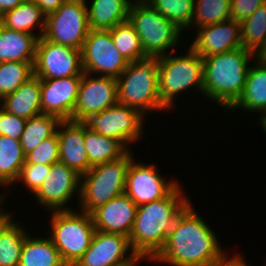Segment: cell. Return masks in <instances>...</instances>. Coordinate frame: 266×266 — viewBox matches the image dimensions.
I'll list each match as a JSON object with an SVG mask.
<instances>
[{
	"label": "cell",
	"instance_id": "cell-1",
	"mask_svg": "<svg viewBox=\"0 0 266 266\" xmlns=\"http://www.w3.org/2000/svg\"><path fill=\"white\" fill-rule=\"evenodd\" d=\"M190 201L176 217L166 243L151 262L171 266H210L226 252Z\"/></svg>",
	"mask_w": 266,
	"mask_h": 266
},
{
	"label": "cell",
	"instance_id": "cell-2",
	"mask_svg": "<svg viewBox=\"0 0 266 266\" xmlns=\"http://www.w3.org/2000/svg\"><path fill=\"white\" fill-rule=\"evenodd\" d=\"M183 192L178 184L166 197L137 208L129 235L135 254L151 261L164 247L176 217L190 202Z\"/></svg>",
	"mask_w": 266,
	"mask_h": 266
},
{
	"label": "cell",
	"instance_id": "cell-3",
	"mask_svg": "<svg viewBox=\"0 0 266 266\" xmlns=\"http://www.w3.org/2000/svg\"><path fill=\"white\" fill-rule=\"evenodd\" d=\"M254 54L242 47L203 58V95L228 109L241 96ZM251 58V59H250Z\"/></svg>",
	"mask_w": 266,
	"mask_h": 266
},
{
	"label": "cell",
	"instance_id": "cell-4",
	"mask_svg": "<svg viewBox=\"0 0 266 266\" xmlns=\"http://www.w3.org/2000/svg\"><path fill=\"white\" fill-rule=\"evenodd\" d=\"M159 56L129 62L117 80L118 103L133 107L141 114L167 111L159 98Z\"/></svg>",
	"mask_w": 266,
	"mask_h": 266
},
{
	"label": "cell",
	"instance_id": "cell-5",
	"mask_svg": "<svg viewBox=\"0 0 266 266\" xmlns=\"http://www.w3.org/2000/svg\"><path fill=\"white\" fill-rule=\"evenodd\" d=\"M187 49L184 55L159 56V98L168 111L174 109L175 98L186 90L203 94V58L191 47Z\"/></svg>",
	"mask_w": 266,
	"mask_h": 266
},
{
	"label": "cell",
	"instance_id": "cell-6",
	"mask_svg": "<svg viewBox=\"0 0 266 266\" xmlns=\"http://www.w3.org/2000/svg\"><path fill=\"white\" fill-rule=\"evenodd\" d=\"M129 150L123 157L93 166L81 175L79 210L91 214L125 191L126 174L133 157Z\"/></svg>",
	"mask_w": 266,
	"mask_h": 266
},
{
	"label": "cell",
	"instance_id": "cell-7",
	"mask_svg": "<svg viewBox=\"0 0 266 266\" xmlns=\"http://www.w3.org/2000/svg\"><path fill=\"white\" fill-rule=\"evenodd\" d=\"M50 213L48 237L67 266H73L89 248L96 231L92 215L75 209Z\"/></svg>",
	"mask_w": 266,
	"mask_h": 266
},
{
	"label": "cell",
	"instance_id": "cell-8",
	"mask_svg": "<svg viewBox=\"0 0 266 266\" xmlns=\"http://www.w3.org/2000/svg\"><path fill=\"white\" fill-rule=\"evenodd\" d=\"M128 21L139 35L147 56L166 55L171 52L170 49L174 53L175 48L180 46L183 31L144 0L132 2Z\"/></svg>",
	"mask_w": 266,
	"mask_h": 266
},
{
	"label": "cell",
	"instance_id": "cell-9",
	"mask_svg": "<svg viewBox=\"0 0 266 266\" xmlns=\"http://www.w3.org/2000/svg\"><path fill=\"white\" fill-rule=\"evenodd\" d=\"M85 0H66L46 16L43 37L50 42L82 50L89 33Z\"/></svg>",
	"mask_w": 266,
	"mask_h": 266
},
{
	"label": "cell",
	"instance_id": "cell-10",
	"mask_svg": "<svg viewBox=\"0 0 266 266\" xmlns=\"http://www.w3.org/2000/svg\"><path fill=\"white\" fill-rule=\"evenodd\" d=\"M143 114L133 107L117 103L100 113L93 114L85 122L93 131L119 140L128 150L139 141L145 124Z\"/></svg>",
	"mask_w": 266,
	"mask_h": 266
},
{
	"label": "cell",
	"instance_id": "cell-11",
	"mask_svg": "<svg viewBox=\"0 0 266 266\" xmlns=\"http://www.w3.org/2000/svg\"><path fill=\"white\" fill-rule=\"evenodd\" d=\"M33 68L34 76L41 80L82 76V51L42 36L37 40Z\"/></svg>",
	"mask_w": 266,
	"mask_h": 266
},
{
	"label": "cell",
	"instance_id": "cell-12",
	"mask_svg": "<svg viewBox=\"0 0 266 266\" xmlns=\"http://www.w3.org/2000/svg\"><path fill=\"white\" fill-rule=\"evenodd\" d=\"M85 73L118 78L129 62L116 49L110 30H89L82 48Z\"/></svg>",
	"mask_w": 266,
	"mask_h": 266
},
{
	"label": "cell",
	"instance_id": "cell-13",
	"mask_svg": "<svg viewBox=\"0 0 266 266\" xmlns=\"http://www.w3.org/2000/svg\"><path fill=\"white\" fill-rule=\"evenodd\" d=\"M80 185L81 175L58 161L51 165L48 176L34 193V197L46 211L73 210L68 207V203L76 194L80 199Z\"/></svg>",
	"mask_w": 266,
	"mask_h": 266
},
{
	"label": "cell",
	"instance_id": "cell-14",
	"mask_svg": "<svg viewBox=\"0 0 266 266\" xmlns=\"http://www.w3.org/2000/svg\"><path fill=\"white\" fill-rule=\"evenodd\" d=\"M162 176L154 163L135 162L133 158L127 170L124 193L138 207L162 199L179 184L178 180L171 178L166 181Z\"/></svg>",
	"mask_w": 266,
	"mask_h": 266
},
{
	"label": "cell",
	"instance_id": "cell-15",
	"mask_svg": "<svg viewBox=\"0 0 266 266\" xmlns=\"http://www.w3.org/2000/svg\"><path fill=\"white\" fill-rule=\"evenodd\" d=\"M83 73L74 108V121L85 122L93 114L118 103L117 80Z\"/></svg>",
	"mask_w": 266,
	"mask_h": 266
},
{
	"label": "cell",
	"instance_id": "cell-16",
	"mask_svg": "<svg viewBox=\"0 0 266 266\" xmlns=\"http://www.w3.org/2000/svg\"><path fill=\"white\" fill-rule=\"evenodd\" d=\"M136 255L129 237L96 230L89 248L73 266H115Z\"/></svg>",
	"mask_w": 266,
	"mask_h": 266
},
{
	"label": "cell",
	"instance_id": "cell-17",
	"mask_svg": "<svg viewBox=\"0 0 266 266\" xmlns=\"http://www.w3.org/2000/svg\"><path fill=\"white\" fill-rule=\"evenodd\" d=\"M82 76L41 80V112L60 120H74Z\"/></svg>",
	"mask_w": 266,
	"mask_h": 266
},
{
	"label": "cell",
	"instance_id": "cell-18",
	"mask_svg": "<svg viewBox=\"0 0 266 266\" xmlns=\"http://www.w3.org/2000/svg\"><path fill=\"white\" fill-rule=\"evenodd\" d=\"M189 45L200 57H209L242 47L241 24L232 19L199 28Z\"/></svg>",
	"mask_w": 266,
	"mask_h": 266
},
{
	"label": "cell",
	"instance_id": "cell-19",
	"mask_svg": "<svg viewBox=\"0 0 266 266\" xmlns=\"http://www.w3.org/2000/svg\"><path fill=\"white\" fill-rule=\"evenodd\" d=\"M137 208L126 193L116 196L91 213L95 230L129 237Z\"/></svg>",
	"mask_w": 266,
	"mask_h": 266
},
{
	"label": "cell",
	"instance_id": "cell-20",
	"mask_svg": "<svg viewBox=\"0 0 266 266\" xmlns=\"http://www.w3.org/2000/svg\"><path fill=\"white\" fill-rule=\"evenodd\" d=\"M59 161L83 175L91 168L84 141V122L61 120L56 130Z\"/></svg>",
	"mask_w": 266,
	"mask_h": 266
},
{
	"label": "cell",
	"instance_id": "cell-21",
	"mask_svg": "<svg viewBox=\"0 0 266 266\" xmlns=\"http://www.w3.org/2000/svg\"><path fill=\"white\" fill-rule=\"evenodd\" d=\"M250 66L243 92L239 99L228 109L259 112V125L263 129L266 125V63L253 59Z\"/></svg>",
	"mask_w": 266,
	"mask_h": 266
},
{
	"label": "cell",
	"instance_id": "cell-22",
	"mask_svg": "<svg viewBox=\"0 0 266 266\" xmlns=\"http://www.w3.org/2000/svg\"><path fill=\"white\" fill-rule=\"evenodd\" d=\"M0 107L9 113L26 120L42 114L41 112V79L32 76L14 92L0 100Z\"/></svg>",
	"mask_w": 266,
	"mask_h": 266
},
{
	"label": "cell",
	"instance_id": "cell-23",
	"mask_svg": "<svg viewBox=\"0 0 266 266\" xmlns=\"http://www.w3.org/2000/svg\"><path fill=\"white\" fill-rule=\"evenodd\" d=\"M87 1H90L91 5H88L89 2ZM87 1L88 24L91 30H109L117 24L127 21L133 2V0Z\"/></svg>",
	"mask_w": 266,
	"mask_h": 266
},
{
	"label": "cell",
	"instance_id": "cell-24",
	"mask_svg": "<svg viewBox=\"0 0 266 266\" xmlns=\"http://www.w3.org/2000/svg\"><path fill=\"white\" fill-rule=\"evenodd\" d=\"M37 40L34 34L10 30L0 24V62H34Z\"/></svg>",
	"mask_w": 266,
	"mask_h": 266
},
{
	"label": "cell",
	"instance_id": "cell-25",
	"mask_svg": "<svg viewBox=\"0 0 266 266\" xmlns=\"http://www.w3.org/2000/svg\"><path fill=\"white\" fill-rule=\"evenodd\" d=\"M45 21L46 16L32 0L22 2L0 16V24L5 28L34 34L38 39L44 35ZM37 28H40L38 35L32 32Z\"/></svg>",
	"mask_w": 266,
	"mask_h": 266
},
{
	"label": "cell",
	"instance_id": "cell-26",
	"mask_svg": "<svg viewBox=\"0 0 266 266\" xmlns=\"http://www.w3.org/2000/svg\"><path fill=\"white\" fill-rule=\"evenodd\" d=\"M86 154L91 167L123 157L129 150L117 139L103 136L84 122Z\"/></svg>",
	"mask_w": 266,
	"mask_h": 266
},
{
	"label": "cell",
	"instance_id": "cell-27",
	"mask_svg": "<svg viewBox=\"0 0 266 266\" xmlns=\"http://www.w3.org/2000/svg\"><path fill=\"white\" fill-rule=\"evenodd\" d=\"M18 266H67L58 249L47 236L33 237L26 235Z\"/></svg>",
	"mask_w": 266,
	"mask_h": 266
},
{
	"label": "cell",
	"instance_id": "cell-28",
	"mask_svg": "<svg viewBox=\"0 0 266 266\" xmlns=\"http://www.w3.org/2000/svg\"><path fill=\"white\" fill-rule=\"evenodd\" d=\"M25 163L20 140L0 135V186L10 188L16 185V180ZM8 185L10 187H8Z\"/></svg>",
	"mask_w": 266,
	"mask_h": 266
},
{
	"label": "cell",
	"instance_id": "cell-29",
	"mask_svg": "<svg viewBox=\"0 0 266 266\" xmlns=\"http://www.w3.org/2000/svg\"><path fill=\"white\" fill-rule=\"evenodd\" d=\"M11 216L0 227V266H18L28 231ZM24 227V228H23Z\"/></svg>",
	"mask_w": 266,
	"mask_h": 266
},
{
	"label": "cell",
	"instance_id": "cell-30",
	"mask_svg": "<svg viewBox=\"0 0 266 266\" xmlns=\"http://www.w3.org/2000/svg\"><path fill=\"white\" fill-rule=\"evenodd\" d=\"M60 121L50 114H40L28 119L20 138L23 153L34 150L42 141L53 136Z\"/></svg>",
	"mask_w": 266,
	"mask_h": 266
},
{
	"label": "cell",
	"instance_id": "cell-31",
	"mask_svg": "<svg viewBox=\"0 0 266 266\" xmlns=\"http://www.w3.org/2000/svg\"><path fill=\"white\" fill-rule=\"evenodd\" d=\"M109 30L116 49L128 62L147 57L139 35L128 20Z\"/></svg>",
	"mask_w": 266,
	"mask_h": 266
},
{
	"label": "cell",
	"instance_id": "cell-32",
	"mask_svg": "<svg viewBox=\"0 0 266 266\" xmlns=\"http://www.w3.org/2000/svg\"><path fill=\"white\" fill-rule=\"evenodd\" d=\"M229 19L231 0H194L191 26L199 29Z\"/></svg>",
	"mask_w": 266,
	"mask_h": 266
},
{
	"label": "cell",
	"instance_id": "cell-33",
	"mask_svg": "<svg viewBox=\"0 0 266 266\" xmlns=\"http://www.w3.org/2000/svg\"><path fill=\"white\" fill-rule=\"evenodd\" d=\"M181 31H188L194 9V0H144Z\"/></svg>",
	"mask_w": 266,
	"mask_h": 266
},
{
	"label": "cell",
	"instance_id": "cell-34",
	"mask_svg": "<svg viewBox=\"0 0 266 266\" xmlns=\"http://www.w3.org/2000/svg\"><path fill=\"white\" fill-rule=\"evenodd\" d=\"M240 24L242 48L255 54L266 38V2Z\"/></svg>",
	"mask_w": 266,
	"mask_h": 266
},
{
	"label": "cell",
	"instance_id": "cell-35",
	"mask_svg": "<svg viewBox=\"0 0 266 266\" xmlns=\"http://www.w3.org/2000/svg\"><path fill=\"white\" fill-rule=\"evenodd\" d=\"M34 62H0V100L34 76Z\"/></svg>",
	"mask_w": 266,
	"mask_h": 266
},
{
	"label": "cell",
	"instance_id": "cell-36",
	"mask_svg": "<svg viewBox=\"0 0 266 266\" xmlns=\"http://www.w3.org/2000/svg\"><path fill=\"white\" fill-rule=\"evenodd\" d=\"M58 161L59 144L57 133H55L53 136L42 141L34 150L26 153L24 164L52 165Z\"/></svg>",
	"mask_w": 266,
	"mask_h": 266
},
{
	"label": "cell",
	"instance_id": "cell-37",
	"mask_svg": "<svg viewBox=\"0 0 266 266\" xmlns=\"http://www.w3.org/2000/svg\"><path fill=\"white\" fill-rule=\"evenodd\" d=\"M51 165L47 164H24L20 170L16 182L21 181L33 195L48 176Z\"/></svg>",
	"mask_w": 266,
	"mask_h": 266
},
{
	"label": "cell",
	"instance_id": "cell-38",
	"mask_svg": "<svg viewBox=\"0 0 266 266\" xmlns=\"http://www.w3.org/2000/svg\"><path fill=\"white\" fill-rule=\"evenodd\" d=\"M26 121V119L6 112L0 107V135L20 140Z\"/></svg>",
	"mask_w": 266,
	"mask_h": 266
},
{
	"label": "cell",
	"instance_id": "cell-39",
	"mask_svg": "<svg viewBox=\"0 0 266 266\" xmlns=\"http://www.w3.org/2000/svg\"><path fill=\"white\" fill-rule=\"evenodd\" d=\"M265 2L266 0H231V19L241 23Z\"/></svg>",
	"mask_w": 266,
	"mask_h": 266
},
{
	"label": "cell",
	"instance_id": "cell-40",
	"mask_svg": "<svg viewBox=\"0 0 266 266\" xmlns=\"http://www.w3.org/2000/svg\"><path fill=\"white\" fill-rule=\"evenodd\" d=\"M47 16L59 9L66 0H32Z\"/></svg>",
	"mask_w": 266,
	"mask_h": 266
},
{
	"label": "cell",
	"instance_id": "cell-41",
	"mask_svg": "<svg viewBox=\"0 0 266 266\" xmlns=\"http://www.w3.org/2000/svg\"><path fill=\"white\" fill-rule=\"evenodd\" d=\"M228 255H224L220 260L211 264L210 266H250L246 263L245 259L239 254L233 255L228 259Z\"/></svg>",
	"mask_w": 266,
	"mask_h": 266
},
{
	"label": "cell",
	"instance_id": "cell-42",
	"mask_svg": "<svg viewBox=\"0 0 266 266\" xmlns=\"http://www.w3.org/2000/svg\"><path fill=\"white\" fill-rule=\"evenodd\" d=\"M24 1L26 0H0V16L10 10H13Z\"/></svg>",
	"mask_w": 266,
	"mask_h": 266
},
{
	"label": "cell",
	"instance_id": "cell-43",
	"mask_svg": "<svg viewBox=\"0 0 266 266\" xmlns=\"http://www.w3.org/2000/svg\"><path fill=\"white\" fill-rule=\"evenodd\" d=\"M254 59H257L260 62L266 63V38L264 43L259 48V50L254 54Z\"/></svg>",
	"mask_w": 266,
	"mask_h": 266
},
{
	"label": "cell",
	"instance_id": "cell-44",
	"mask_svg": "<svg viewBox=\"0 0 266 266\" xmlns=\"http://www.w3.org/2000/svg\"><path fill=\"white\" fill-rule=\"evenodd\" d=\"M148 260L147 258L140 256V255H136L132 260L128 261V262H123L121 264L115 265V266H138V264L140 263L139 261H144V260Z\"/></svg>",
	"mask_w": 266,
	"mask_h": 266
},
{
	"label": "cell",
	"instance_id": "cell-45",
	"mask_svg": "<svg viewBox=\"0 0 266 266\" xmlns=\"http://www.w3.org/2000/svg\"><path fill=\"white\" fill-rule=\"evenodd\" d=\"M11 216H13V213L11 212L10 213V211L9 212H6V210H5V212L2 210L1 212H0V227L11 217Z\"/></svg>",
	"mask_w": 266,
	"mask_h": 266
},
{
	"label": "cell",
	"instance_id": "cell-46",
	"mask_svg": "<svg viewBox=\"0 0 266 266\" xmlns=\"http://www.w3.org/2000/svg\"><path fill=\"white\" fill-rule=\"evenodd\" d=\"M7 194H8L7 193V189H6V193L5 194L4 193L0 194V212L3 210L2 206H3V203L5 202L6 196H8Z\"/></svg>",
	"mask_w": 266,
	"mask_h": 266
},
{
	"label": "cell",
	"instance_id": "cell-47",
	"mask_svg": "<svg viewBox=\"0 0 266 266\" xmlns=\"http://www.w3.org/2000/svg\"><path fill=\"white\" fill-rule=\"evenodd\" d=\"M262 130H263L264 133L266 134V125H265V127H264Z\"/></svg>",
	"mask_w": 266,
	"mask_h": 266
}]
</instances>
